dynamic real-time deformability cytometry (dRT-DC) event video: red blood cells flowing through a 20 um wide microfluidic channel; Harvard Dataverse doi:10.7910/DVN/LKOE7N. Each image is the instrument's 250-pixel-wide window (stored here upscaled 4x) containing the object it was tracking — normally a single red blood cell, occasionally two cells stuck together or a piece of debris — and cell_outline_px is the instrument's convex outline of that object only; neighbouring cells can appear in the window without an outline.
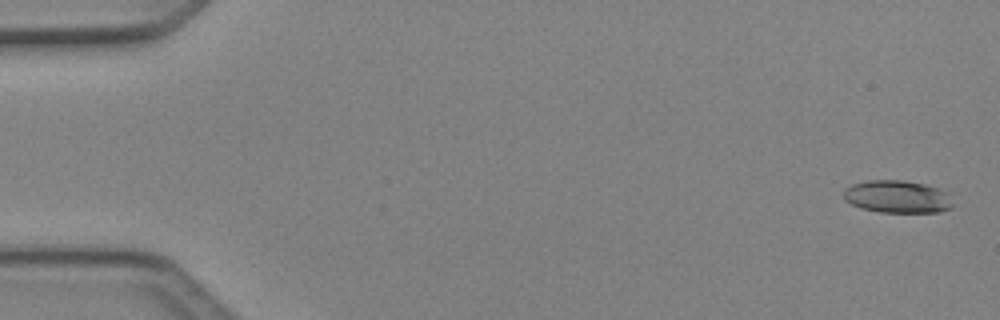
{"species": "Egyptian fruit bat (a non-hibernating species)", "species_latin": "Rousettus aegyptiacus", "temperature_condition": "cold", "stored_images_in_passage": 5, "camera_frame_rate_fps": 3000, "um_per_image_px": 0.085, "animal": {"sex": "female"}, "frame": {"image": 1, "passage_image": 1, "time_ms": 0.0, "image_size_px": [1000, 320], "cell_outline_px": [[952, 208], [940, 212], [880, 212], [864, 208], [852, 204], [844, 200], [844, 188], [852, 184], [868, 180], [900, 180], [924, 184], [940, 188], [948, 192], [952, 204]], "centroid_in_image_um": [76.29, 16.71], "position_along_channel_um": 8.7, "area_um2": 20.75}}
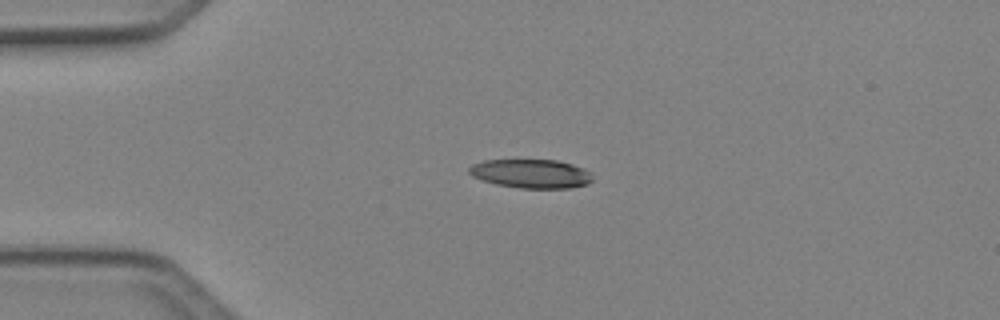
{"frame": {"image": 2, "passage_image": 4, "time_ms": 1.0, "image_size_px": [1000, 320], "cell_outline_px": [[592, 180], [588, 184], [572, 188], [520, 188], [496, 184], [472, 176], [468, 172], [468, 168], [472, 164], [484, 160], [556, 160], [572, 164], [584, 168], [592, 172]], "centroid_in_image_um": [45.17, 14.76], "position_along_channel_um": 39.8, "area_um2": 20.87}}